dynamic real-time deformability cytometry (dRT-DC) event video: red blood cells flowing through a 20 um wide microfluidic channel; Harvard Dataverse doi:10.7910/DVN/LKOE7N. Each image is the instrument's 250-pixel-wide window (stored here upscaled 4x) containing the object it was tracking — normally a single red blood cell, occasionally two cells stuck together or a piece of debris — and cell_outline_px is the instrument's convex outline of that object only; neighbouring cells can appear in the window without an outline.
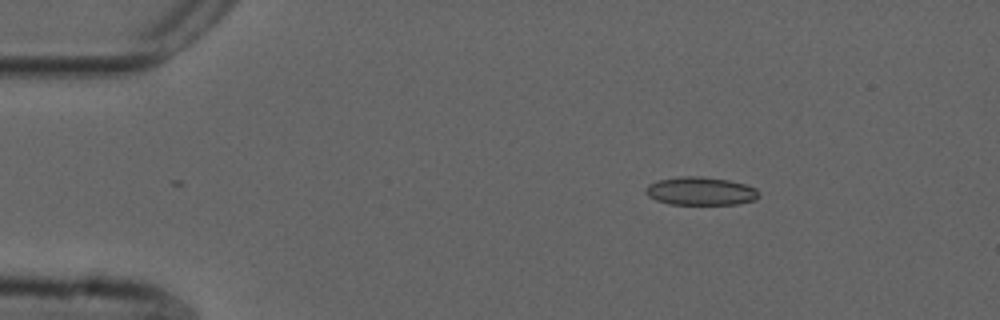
{"species": "common noctule bat (a hibernating species)", "species_latin": "Nyctalus noctula", "temperature_condition": "cold", "stored_images_in_passage": 47, "camera_frame_rate_fps": 3000, "um_per_image_px": 0.085, "animal": {"sex": "male", "forearm_length_mm": 52.5}, "frame": {"image": 1, "passage_image": 1, "time_ms": 0.0, "image_size_px": [1000, 320], "cell_outline_px": [[760, 196], [756, 200], [736, 204], [668, 204], [656, 200], [648, 196], [644, 192], [644, 188], [648, 184], [660, 180], [680, 176], [700, 176], [728, 180], [744, 184], [756, 188], [760, 192]], "centroid_in_image_um": [59.55, 16.25], "position_along_channel_um": 25.4, "area_um2": 18.73}}
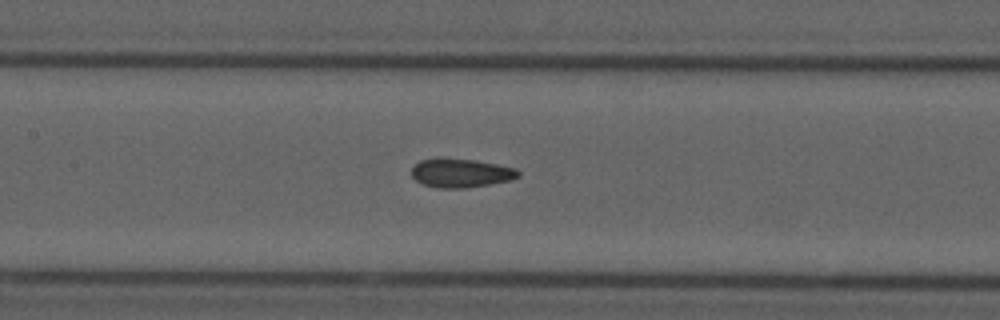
{"frame": {"image": 2, "passage_image": 18, "time_ms": 5.667, "image_size_px": [1000, 320], "cell_outline_px": [[520, 176], [512, 180], [492, 184], [464, 188], [436, 188], [424, 184], [416, 180], [412, 176], [412, 168], [420, 160], [440, 156], [476, 160], [516, 168], [520, 172]], "centroid_in_image_um": [39.18, 14.69], "position_along_channel_um": 168.2, "area_um2": 18.32}}
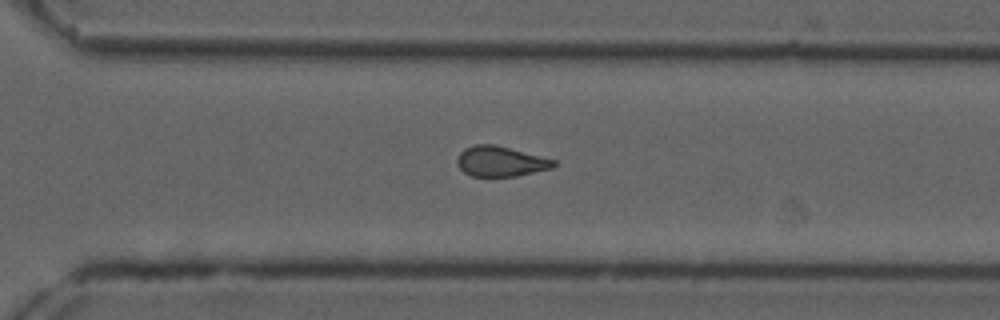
{"frame": {"image": 3, "passage_image": 31, "time_ms": 10.0, "image_size_px": [1000, 320], "cell_outline_px": [[556, 164], [552, 168], [516, 176], [472, 176], [464, 172], [456, 164], [456, 160], [460, 152], [464, 148], [476, 144], [496, 144], [556, 160]], "centroid_in_image_um": [42.53, 13.7], "position_along_channel_um": 328.1, "area_um2": 17.05}, "authors_computed_cell_mechanics": {"area_um2": 17.7446, "velocity_mm_per_s": 3.7016, "shape_relaxation_time_tau1_ms": null, "shape_relaxation_time_tau2_ms": 2.1069, "deformation_change_tau1": null, "deformation_change_tau2": 0.0835}}